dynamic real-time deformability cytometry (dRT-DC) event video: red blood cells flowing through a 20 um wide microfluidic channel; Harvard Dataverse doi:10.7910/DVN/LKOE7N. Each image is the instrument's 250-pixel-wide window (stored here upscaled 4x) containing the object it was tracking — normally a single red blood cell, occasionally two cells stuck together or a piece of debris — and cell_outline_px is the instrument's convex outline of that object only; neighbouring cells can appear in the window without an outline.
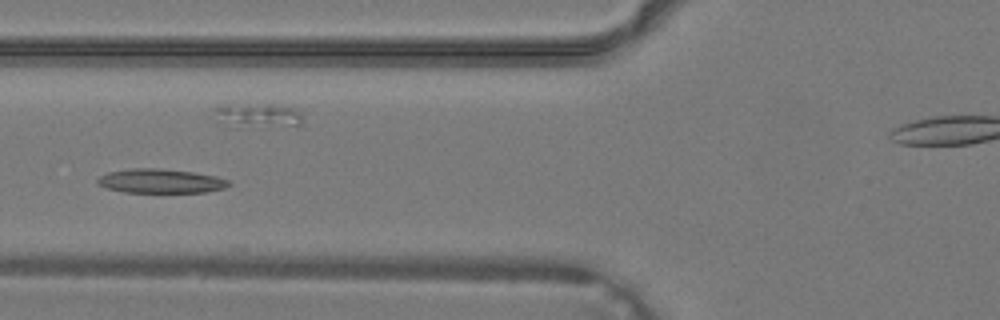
{"species": "common noctule bat (a hibernating species)", "species_latin": "Nyctalus noctula", "temperature_condition": "warm", "stored_images_in_passage": 15, "camera_frame_rate_fps": 3000, "um_per_image_px": 0.085, "animal": {"sex": "male", "body_mass_g": 19.2, "forearm_length_mm": 51.8}, "frame": {"image": 1, "passage_image": 10, "time_ms": 3.0, "image_size_px": [1000, 320], "cell_outline_px": [[232, 184], [224, 188], [204, 192], [124, 192], [108, 188], [96, 184], [96, 180], [100, 176], [108, 172], [128, 168], [160, 168], [192, 172], [216, 176], [228, 180]], "centroid_in_image_um": [13.63, 15.38], "position_along_channel_um": 112.2, "area_um2": 18.5}}
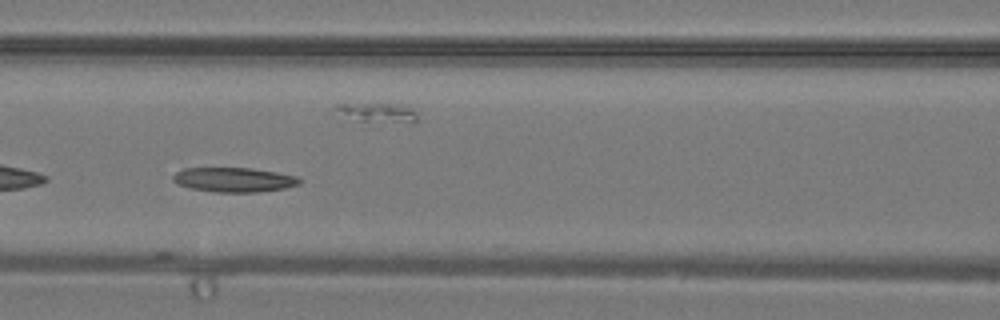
{"frame": {"image": 2, "passage_image": 12, "time_ms": 3.667, "image_size_px": [1000, 320], "cell_outline_px": [[300, 184], [284, 188], [256, 192], [216, 192], [192, 188], [180, 184], [172, 180], [172, 176], [176, 172], [184, 168], [248, 168], [276, 172], [296, 176], [300, 180]], "centroid_in_image_um": [19.88, 15.27], "position_along_channel_um": 146.7, "area_um2": 17.8}}